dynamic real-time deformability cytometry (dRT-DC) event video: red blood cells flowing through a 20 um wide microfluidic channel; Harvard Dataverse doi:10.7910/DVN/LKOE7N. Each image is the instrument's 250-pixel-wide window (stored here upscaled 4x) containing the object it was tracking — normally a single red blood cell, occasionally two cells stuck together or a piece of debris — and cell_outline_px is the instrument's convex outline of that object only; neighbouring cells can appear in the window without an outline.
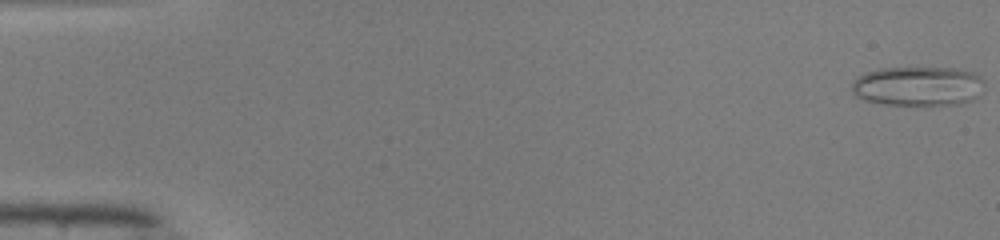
{"species": "common noctule bat (a hibernating species)", "species_latin": "Nyctalus noctula", "temperature_condition": "warm", "stored_images_in_passage": 49, "camera_frame_rate_fps": 3000, "um_per_image_px": 0.085, "animal": {"sex": "male", "body_mass_g": 19.0, "forearm_length_mm": 50.8}, "frame": {"image": 1, "passage_image": 1, "time_ms": 0.0, "image_size_px": [1000, 240], "cell_outline_px": [[984, 84], [976, 96], [972, 100], [964, 104], [884, 104], [864, 100], [856, 96], [852, 92], [852, 80], [856, 76], [864, 72], [880, 68], [956, 68], [972, 72], [980, 76], [984, 80]], "centroid_in_image_um": [77.99, 7.31], "position_along_channel_um": 7.0, "area_um2": 30.58}}
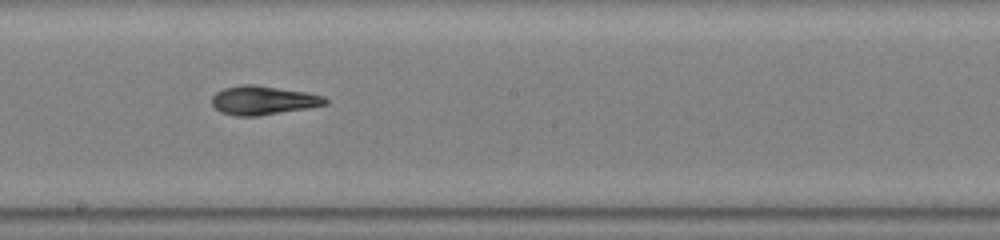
{"frame": {"image": 2, "passage_image": 28, "time_ms": 9.0, "image_size_px": [1000, 240], "cell_outline_px": [[328, 104], [308, 108], [256, 116], [236, 116], [220, 112], [212, 104], [212, 96], [216, 92], [224, 88], [240, 84], [256, 84], [304, 92], [324, 96], [328, 100]], "centroid_in_image_um": [22.35, 8.52], "position_along_channel_um": 225.9, "area_um2": 19.07}}
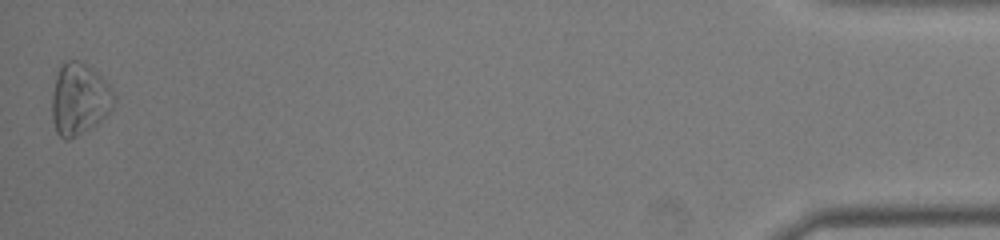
{"frame": {"image": 3, "passage_image": 49, "time_ms": 16.0, "image_size_px": [1000, 240], "cell_outline_px": [[116, 100], [112, 108], [92, 128], [68, 140], [64, 140], [56, 132], [52, 116], [52, 96], [56, 76], [64, 60], [76, 60], [88, 64], [112, 88], [116, 96]], "centroid_in_image_um": [6.75, 8.42], "position_along_channel_um": 428.5, "area_um2": 25.95}, "authors_computed_cell_mechanics": {"area_um2": 20.1144, "velocity_mm_per_s": 4.1537, "shape_relaxation_time_tau1_ms": 11.1528, "shape_relaxation_time_tau2_ms": 3.9541, "deformation_change_tau1": 0.3384, "deformation_change_tau2": 0.1135}}